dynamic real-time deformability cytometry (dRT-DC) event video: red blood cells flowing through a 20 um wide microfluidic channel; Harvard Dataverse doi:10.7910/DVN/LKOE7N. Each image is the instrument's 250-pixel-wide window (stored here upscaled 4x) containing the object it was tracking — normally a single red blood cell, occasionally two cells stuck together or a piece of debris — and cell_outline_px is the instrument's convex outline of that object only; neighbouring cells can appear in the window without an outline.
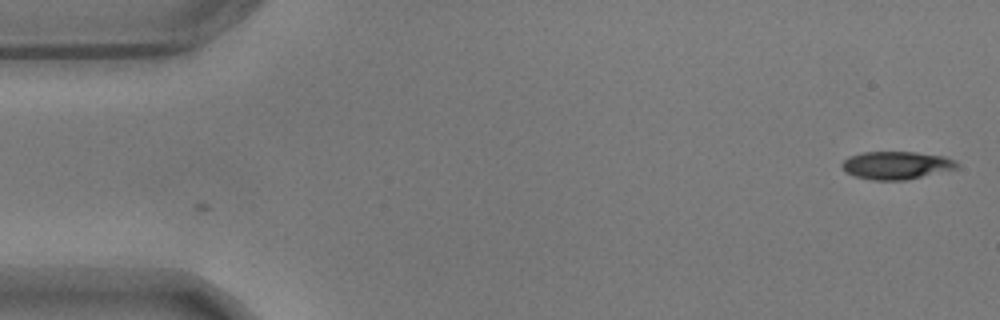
{"species": "common noctule bat (a hibernating species)", "species_latin": "Nyctalus noctula", "temperature_condition": "warm", "stored_images_in_passage": 2, "camera_frame_rate_fps": 3000, "um_per_image_px": 0.085, "animal": {"sex": "male", "body_mass_g": 17.9}, "frame": {"image": 1, "passage_image": 2, "time_ms": 0.333, "image_size_px": [1000, 320], "cell_outline_px": [[960, 164], [956, 168], [904, 180], [872, 180], [856, 176], [844, 172], [840, 164], [848, 156], [864, 152], [916, 152], [944, 156], [956, 160]], "centroid_in_image_um": [76.16, 14.04], "position_along_channel_um": 8.8, "area_um2": 18.61}}